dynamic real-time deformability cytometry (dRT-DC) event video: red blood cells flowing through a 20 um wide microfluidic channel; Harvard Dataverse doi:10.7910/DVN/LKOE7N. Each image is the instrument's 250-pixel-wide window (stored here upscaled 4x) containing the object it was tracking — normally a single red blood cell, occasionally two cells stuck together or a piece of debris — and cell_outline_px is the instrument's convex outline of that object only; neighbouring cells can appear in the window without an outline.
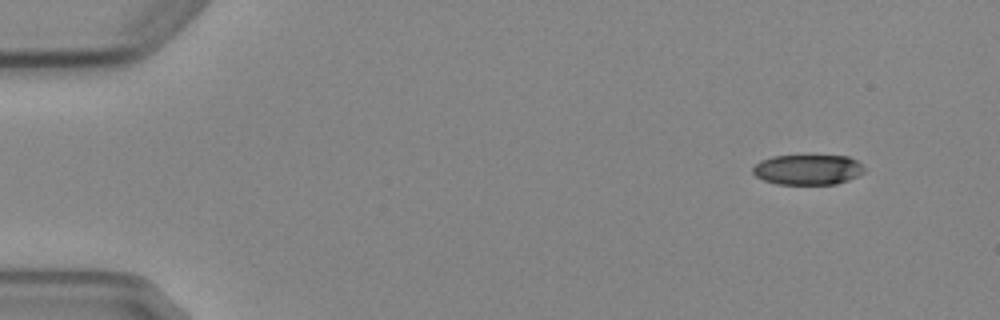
{"species": "Egyptian fruit bat (a non-hibernating species)", "species_latin": "Rousettus aegyptiacus", "temperature_condition": "cold", "stored_images_in_passage": 5, "segment_of_instrument_passage": [1, 2], "camera_frame_rate_fps": 3000, "um_per_image_px": 0.085, "animal": {"sex": "female"}, "frame": {"image": 1, "passage_image": 1, "time_ms": 0.0, "image_size_px": [1000, 320], "cell_outline_px": [[864, 172], [848, 180], [836, 184], [776, 184], [764, 180], [756, 176], [752, 172], [752, 168], [760, 160], [772, 156], [848, 156], [856, 160], [864, 168]], "centroid_in_image_um": [68.64, 14.42], "position_along_channel_um": 16.4, "area_um2": 19.54}}